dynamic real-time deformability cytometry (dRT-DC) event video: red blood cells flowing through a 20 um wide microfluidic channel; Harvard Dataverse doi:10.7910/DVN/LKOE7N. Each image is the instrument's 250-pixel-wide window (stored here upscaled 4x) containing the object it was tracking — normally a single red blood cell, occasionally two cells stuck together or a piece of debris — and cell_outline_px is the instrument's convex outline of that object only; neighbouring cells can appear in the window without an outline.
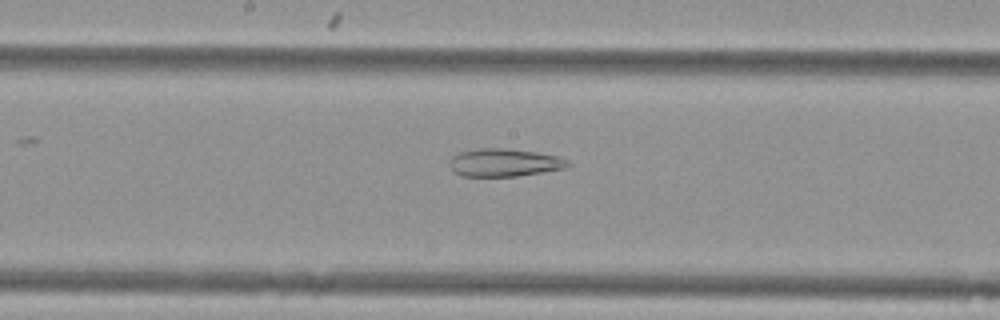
{"species": "Egyptian fruit bat (a non-hibernating species)", "species_latin": "Rousettus aegyptiacus", "temperature_condition": "cold", "stored_images_in_passage": 49, "camera_frame_rate_fps": 3000, "um_per_image_px": 0.085, "animal": {"sex": "female"}, "frame": {"image": 1, "passage_image": 24, "time_ms": 7.667, "image_size_px": [1000, 320], "cell_outline_px": [[572, 164], [568, 168], [544, 172], [516, 176], [460, 176], [452, 172], [448, 164], [448, 160], [452, 156], [460, 152], [480, 148], [508, 148], [536, 152], [556, 156], [568, 160]], "centroid_in_image_um": [42.84, 13.82], "position_along_channel_um": 205.4, "area_um2": 19.54}}
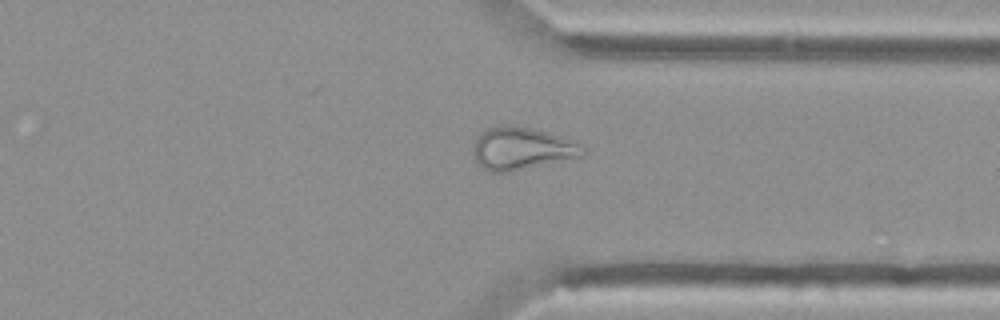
{"frame": {"image": 2, "passage_image": 37, "time_ms": 12.0, "image_size_px": [1000, 320], "cell_outline_px": [[584, 156], [508, 172], [488, 172], [476, 160], [472, 152], [476, 136], [480, 132], [488, 128], [500, 124], [508, 124], [532, 128], [560, 136], [580, 144], [584, 148]], "centroid_in_image_um": [44.31, 12.61], "position_along_channel_um": 367.1, "area_um2": 27.17}}
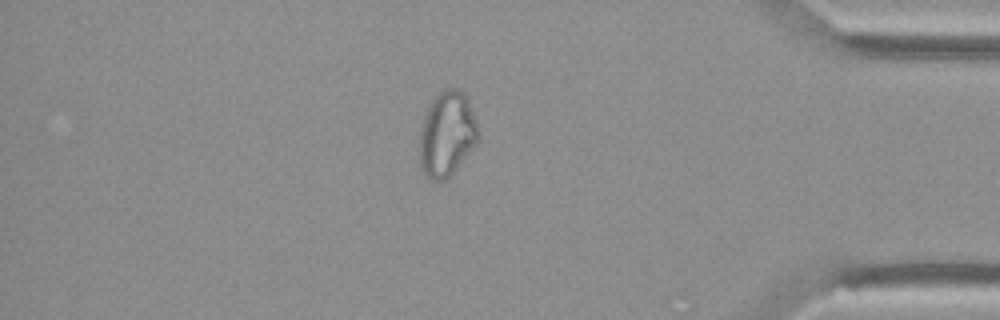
{"frame": {"image": 3, "passage_image": 42, "time_ms": 13.667, "image_size_px": [1000, 320], "cell_outline_px": [[480, 136], [476, 144], [456, 168], [444, 180], [432, 180], [420, 168], [420, 128], [428, 104], [436, 92], [444, 88], [456, 88], [464, 92], [468, 96], [476, 120]], "centroid_in_image_um": [37.99, 11.31], "position_along_channel_um": 397.2, "area_um2": 29.3}, "authors_computed_cell_mechanics": {"area_um2": 28.8422, "velocity_mm_per_s": 3.7449, "shape_relaxation_time_tau1_ms": null, "shape_relaxation_time_tau2_ms": 4.4789, "deformation_change_tau1": null, "deformation_change_tau2": 0.1439}}